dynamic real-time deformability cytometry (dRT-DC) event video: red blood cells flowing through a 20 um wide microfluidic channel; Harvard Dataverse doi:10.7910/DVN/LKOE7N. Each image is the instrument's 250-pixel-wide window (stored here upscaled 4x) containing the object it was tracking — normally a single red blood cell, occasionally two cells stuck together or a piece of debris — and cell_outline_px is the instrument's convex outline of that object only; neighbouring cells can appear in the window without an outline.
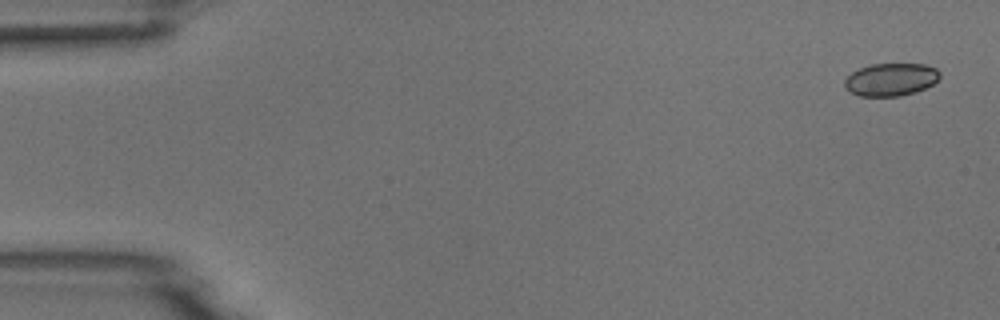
{"species": "common noctule bat (a hibernating species)", "species_latin": "Nyctalus noctula", "temperature_condition": "room temperature", "stored_images_in_passage": 5, "camera_frame_rate_fps": 3000, "um_per_image_px": 0.085, "animal": {"sex": "male", "body_mass_g": 18.8}, "frame": {"image": 1, "passage_image": 1, "time_ms": 0.0, "image_size_px": [1000, 320], "cell_outline_px": [[940, 76], [932, 84], [916, 92], [900, 96], [860, 96], [848, 92], [844, 88], [844, 80], [852, 72], [860, 68], [872, 64], [924, 64], [936, 68], [940, 72]], "centroid_in_image_um": [75.69, 6.76], "position_along_channel_um": 9.3, "area_um2": 18.21}}
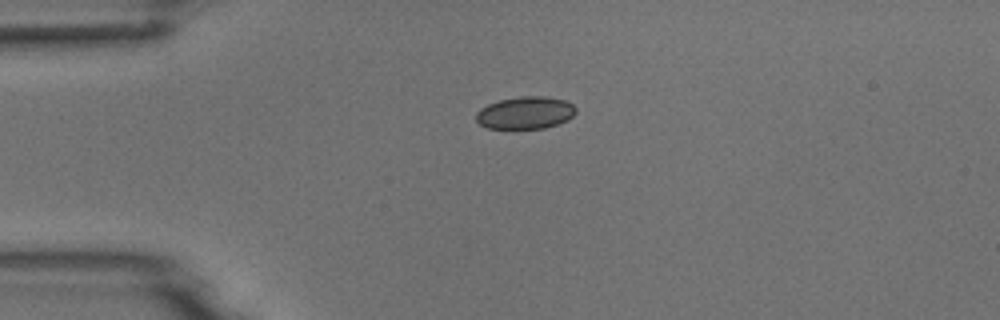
{"frame": {"image": 2, "passage_image": 4, "time_ms": 3.667, "image_size_px": [1000, 320], "cell_outline_px": [[576, 112], [568, 120], [544, 128], [488, 128], [480, 124], [476, 120], [476, 112], [480, 108], [488, 104], [500, 100], [520, 96], [544, 96], [564, 100], [572, 104], [576, 108]], "centroid_in_image_um": [44.65, 9.58], "position_along_channel_um": 40.4, "area_um2": 18.73}}